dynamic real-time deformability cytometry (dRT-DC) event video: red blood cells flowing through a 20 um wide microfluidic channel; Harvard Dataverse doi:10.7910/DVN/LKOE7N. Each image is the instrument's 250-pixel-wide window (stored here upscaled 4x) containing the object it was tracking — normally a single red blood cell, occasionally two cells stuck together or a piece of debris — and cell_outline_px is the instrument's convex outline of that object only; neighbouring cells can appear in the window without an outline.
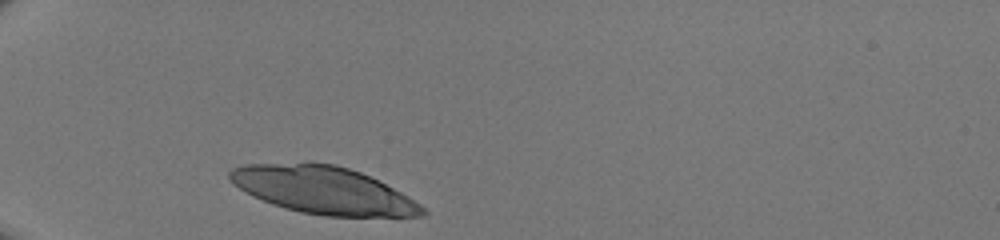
{"species": "human", "species_latin": "Homo sapiens", "temperature_condition": "room temperature", "stored_images_in_passage": 27, "camera_frame_rate_fps": 3000, "um_per_image_px": 0.085, "donor": {"sex": "male"}, "frame": {"image": 1, "passage_image": 1, "time_ms": 0.0, "image_size_px": [1000, 240], "cell_outline_px": [[428, 212], [424, 216], [324, 216], [300, 212], [272, 204], [252, 196], [244, 192], [228, 180], [228, 172], [232, 168], [244, 164], [336, 164], [360, 172], [408, 196], [420, 204]], "centroid_in_image_um": [27.44, 16.18], "position_along_channel_um": 57.6, "area_um2": 52.42}}
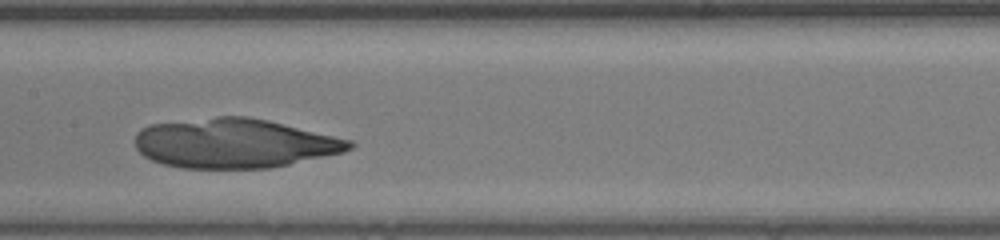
{"frame": {"image": 2, "passage_image": 12, "time_ms": 3.667, "image_size_px": [1000, 240], "cell_outline_px": [[356, 144], [352, 148], [344, 152], [288, 164], [268, 168], [180, 168], [164, 164], [152, 160], [144, 156], [136, 148], [136, 132], [140, 128], [148, 124], [216, 116], [248, 116], [268, 120], [352, 140]], "centroid_in_image_um": [19.9, 12.17], "position_along_channel_um": 187.5, "area_um2": 61.9}}
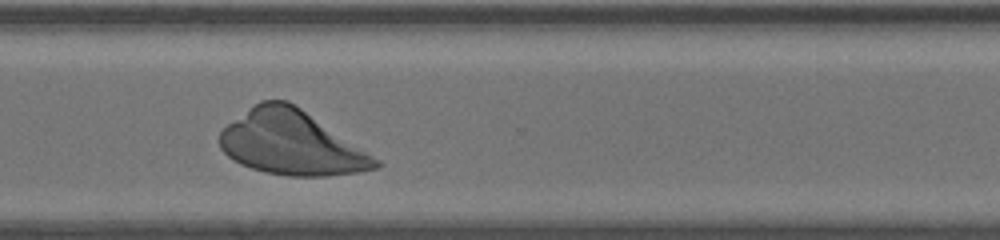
{"frame": {"image": 3, "passage_image": 23, "time_ms": 7.333, "image_size_px": [1000, 240], "cell_outline_px": [[384, 164], [380, 168], [356, 172], [328, 176], [288, 176], [264, 172], [240, 164], [232, 160], [220, 148], [220, 132], [228, 124], [260, 100], [288, 100], [380, 160]], "centroid_in_image_um": [24.77, 12.17], "position_along_channel_um": 345.8, "area_um2": 57.74}}